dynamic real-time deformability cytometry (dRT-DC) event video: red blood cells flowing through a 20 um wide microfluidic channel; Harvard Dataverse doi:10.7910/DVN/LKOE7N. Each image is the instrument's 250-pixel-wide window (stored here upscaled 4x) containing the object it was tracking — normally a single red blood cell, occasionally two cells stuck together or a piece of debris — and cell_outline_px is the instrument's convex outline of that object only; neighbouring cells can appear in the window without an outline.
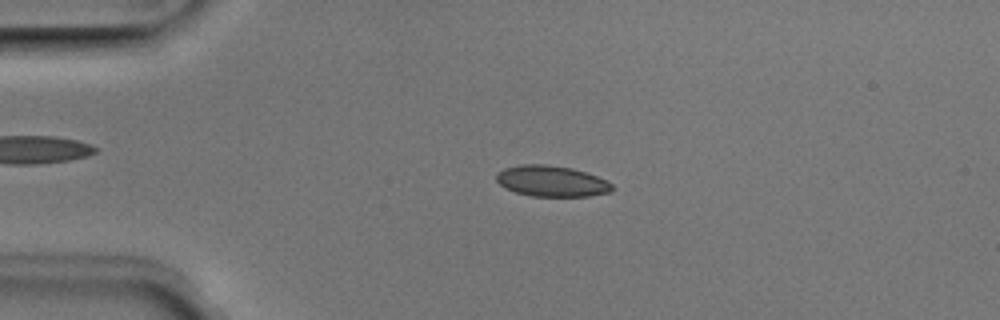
{"species": "Egyptian fruit bat (a non-hibernating species)", "species_latin": "Rousettus aegyptiacus", "temperature_condition": "room temperature", "stored_images_in_passage": 50, "camera_frame_rate_fps": 3000, "um_per_image_px": 0.085, "animal": {"sex": "male"}, "frame": {"image": 1, "passage_image": 11, "time_ms": 3.333, "image_size_px": [1000, 320], "cell_outline_px": [[616, 188], [608, 192], [588, 196], [532, 196], [516, 192], [500, 184], [496, 180], [496, 172], [504, 168], [520, 164], [544, 164], [572, 168], [596, 176], [612, 184]], "centroid_in_image_um": [46.86, 15.39], "position_along_channel_um": 38.1, "area_um2": 20.69}}
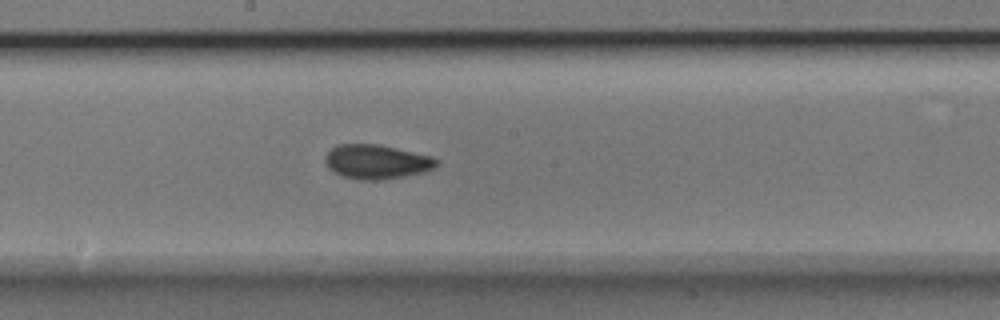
{"frame": {"image": 2, "passage_image": 27, "time_ms": 8.667, "image_size_px": [1000, 320], "cell_outline_px": [[440, 160], [432, 168], [424, 172], [404, 176], [380, 180], [360, 180], [340, 176], [332, 172], [328, 168], [324, 160], [328, 152], [336, 144], [380, 144], [432, 156]], "centroid_in_image_um": [31.98, 13.75], "position_along_channel_um": 216.2, "area_um2": 22.43}}
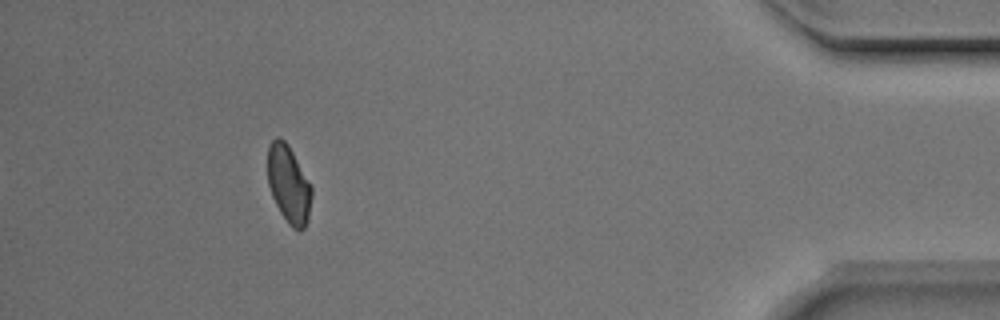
{"frame": {"image": 3, "passage_image": 46, "time_ms": 15.0, "image_size_px": [1000, 320], "cell_outline_px": [[312, 196], [308, 220], [304, 228], [300, 232], [292, 228], [288, 224], [280, 212], [272, 196], [268, 184], [268, 144], [276, 136], [280, 136], [288, 144], [312, 188]], "centroid_in_image_um": [24.53, 15.68], "position_along_channel_um": 410.7, "area_um2": 19.94}, "authors_computed_cell_mechanics": {"area_um2": 20.9236, "velocity_mm_per_s": 3.9656, "shape_relaxation_time_tau1_ms": 4.5098, "shape_relaxation_time_tau2_ms": 0.4007, "deformation_change_tau1": 0.098, "deformation_change_tau2": 0.0359}}